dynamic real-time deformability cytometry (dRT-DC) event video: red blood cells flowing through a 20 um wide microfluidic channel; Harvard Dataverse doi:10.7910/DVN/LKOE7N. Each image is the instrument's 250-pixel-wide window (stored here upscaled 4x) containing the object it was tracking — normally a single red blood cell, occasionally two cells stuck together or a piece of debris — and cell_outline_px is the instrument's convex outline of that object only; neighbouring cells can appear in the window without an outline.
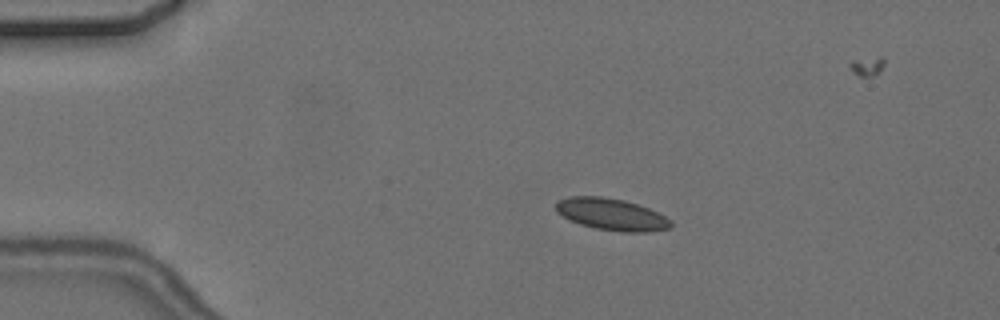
{"species": "common noctule bat (a hibernating species)", "species_latin": "Nyctalus noctula", "temperature_condition": "cold", "stored_images_in_passage": 8, "camera_frame_rate_fps": 3000, "um_per_image_px": 0.085, "animal": {"sex": "female", "body_mass_g": 24.6, "forearm_length_mm": 56.2}, "frame": {"image": 1, "passage_image": 2, "time_ms": 1.0, "image_size_px": [1000, 320], "cell_outline_px": [[672, 228], [648, 232], [620, 232], [596, 228], [580, 224], [556, 212], [556, 204], [560, 200], [572, 196], [600, 196], [624, 200], [648, 208], [672, 220]], "centroid_in_image_um": [52.02, 18.23], "position_along_channel_um": 33.0, "area_um2": 21.15}}
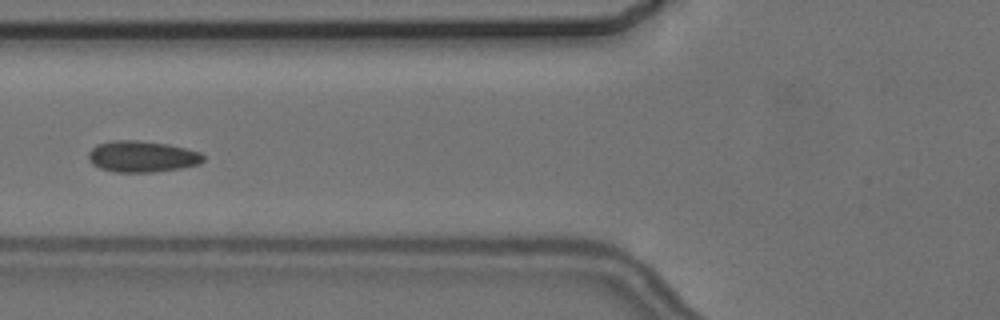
{"frame": {"image": 2, "passage_image": 5, "time_ms": 4.667, "image_size_px": [1000, 320], "cell_outline_px": [[204, 160], [200, 164], [180, 168], [152, 172], [116, 172], [100, 168], [92, 164], [88, 156], [88, 152], [96, 144], [112, 140], [136, 140], [168, 144], [200, 152], [204, 156]], "centroid_in_image_um": [12.06, 13.3], "position_along_channel_um": 113.7, "area_um2": 20.92}}
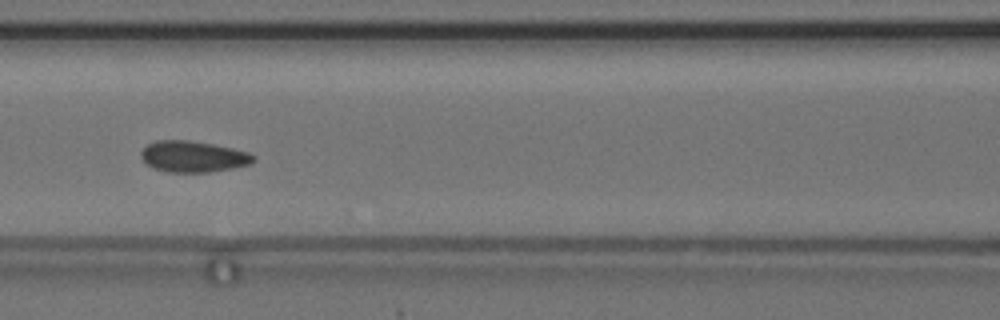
{"frame": {"image": 3, "passage_image": 6, "time_ms": 5.667, "image_size_px": [1000, 320], "cell_outline_px": [[256, 160], [252, 164], [232, 168], [208, 172], [168, 172], [152, 168], [140, 156], [140, 152], [148, 144], [156, 140], [188, 140], [212, 144], [232, 148], [248, 152], [256, 156]], "centroid_in_image_um": [16.44, 13.31], "position_along_channel_um": 150.2, "area_um2": 20.46}}